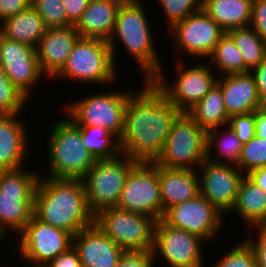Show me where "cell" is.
<instances>
[{"label": "cell", "mask_w": 266, "mask_h": 267, "mask_svg": "<svg viewBox=\"0 0 266 267\" xmlns=\"http://www.w3.org/2000/svg\"><path fill=\"white\" fill-rule=\"evenodd\" d=\"M0 25V34L34 48L47 30L43 19L32 6L14 16L7 17Z\"/></svg>", "instance_id": "cell-25"}, {"label": "cell", "mask_w": 266, "mask_h": 267, "mask_svg": "<svg viewBox=\"0 0 266 267\" xmlns=\"http://www.w3.org/2000/svg\"><path fill=\"white\" fill-rule=\"evenodd\" d=\"M108 42L98 38H79L74 44L67 63L54 78H66L90 84L114 83L117 77Z\"/></svg>", "instance_id": "cell-6"}, {"label": "cell", "mask_w": 266, "mask_h": 267, "mask_svg": "<svg viewBox=\"0 0 266 267\" xmlns=\"http://www.w3.org/2000/svg\"><path fill=\"white\" fill-rule=\"evenodd\" d=\"M47 141V177L81 180L97 161L84 146L81 129L68 117L56 121Z\"/></svg>", "instance_id": "cell-4"}, {"label": "cell", "mask_w": 266, "mask_h": 267, "mask_svg": "<svg viewBox=\"0 0 266 267\" xmlns=\"http://www.w3.org/2000/svg\"><path fill=\"white\" fill-rule=\"evenodd\" d=\"M39 178L33 214L41 221L72 236L94 224L80 179Z\"/></svg>", "instance_id": "cell-2"}, {"label": "cell", "mask_w": 266, "mask_h": 267, "mask_svg": "<svg viewBox=\"0 0 266 267\" xmlns=\"http://www.w3.org/2000/svg\"><path fill=\"white\" fill-rule=\"evenodd\" d=\"M222 215L224 214L199 194L193 200L169 208L164 213L163 220L171 227L186 230L207 241L215 239L221 232Z\"/></svg>", "instance_id": "cell-16"}, {"label": "cell", "mask_w": 266, "mask_h": 267, "mask_svg": "<svg viewBox=\"0 0 266 267\" xmlns=\"http://www.w3.org/2000/svg\"><path fill=\"white\" fill-rule=\"evenodd\" d=\"M44 267H82L80 257L74 247L58 255Z\"/></svg>", "instance_id": "cell-45"}, {"label": "cell", "mask_w": 266, "mask_h": 267, "mask_svg": "<svg viewBox=\"0 0 266 267\" xmlns=\"http://www.w3.org/2000/svg\"><path fill=\"white\" fill-rule=\"evenodd\" d=\"M20 114H0V171L23 167L26 163L28 132Z\"/></svg>", "instance_id": "cell-21"}, {"label": "cell", "mask_w": 266, "mask_h": 267, "mask_svg": "<svg viewBox=\"0 0 266 267\" xmlns=\"http://www.w3.org/2000/svg\"><path fill=\"white\" fill-rule=\"evenodd\" d=\"M132 92L116 91L91 94L65 107L67 117L76 126H98L119 139L124 128V114Z\"/></svg>", "instance_id": "cell-10"}, {"label": "cell", "mask_w": 266, "mask_h": 267, "mask_svg": "<svg viewBox=\"0 0 266 267\" xmlns=\"http://www.w3.org/2000/svg\"><path fill=\"white\" fill-rule=\"evenodd\" d=\"M72 246L82 267H116L125 251L95 224L75 234Z\"/></svg>", "instance_id": "cell-19"}, {"label": "cell", "mask_w": 266, "mask_h": 267, "mask_svg": "<svg viewBox=\"0 0 266 267\" xmlns=\"http://www.w3.org/2000/svg\"><path fill=\"white\" fill-rule=\"evenodd\" d=\"M19 238L22 259L35 267H44L72 247L73 236L39 220L33 214Z\"/></svg>", "instance_id": "cell-13"}, {"label": "cell", "mask_w": 266, "mask_h": 267, "mask_svg": "<svg viewBox=\"0 0 266 267\" xmlns=\"http://www.w3.org/2000/svg\"><path fill=\"white\" fill-rule=\"evenodd\" d=\"M187 113L206 132L228 125L229 116L224 104L221 87L216 83Z\"/></svg>", "instance_id": "cell-28"}, {"label": "cell", "mask_w": 266, "mask_h": 267, "mask_svg": "<svg viewBox=\"0 0 266 267\" xmlns=\"http://www.w3.org/2000/svg\"><path fill=\"white\" fill-rule=\"evenodd\" d=\"M212 267H258V265L251 247L243 240Z\"/></svg>", "instance_id": "cell-37"}, {"label": "cell", "mask_w": 266, "mask_h": 267, "mask_svg": "<svg viewBox=\"0 0 266 267\" xmlns=\"http://www.w3.org/2000/svg\"><path fill=\"white\" fill-rule=\"evenodd\" d=\"M79 38L74 25L64 28H47L36 46L39 67L46 77L54 79L63 69Z\"/></svg>", "instance_id": "cell-20"}, {"label": "cell", "mask_w": 266, "mask_h": 267, "mask_svg": "<svg viewBox=\"0 0 266 267\" xmlns=\"http://www.w3.org/2000/svg\"><path fill=\"white\" fill-rule=\"evenodd\" d=\"M158 3L166 15L169 28L202 9V0H159Z\"/></svg>", "instance_id": "cell-36"}, {"label": "cell", "mask_w": 266, "mask_h": 267, "mask_svg": "<svg viewBox=\"0 0 266 267\" xmlns=\"http://www.w3.org/2000/svg\"><path fill=\"white\" fill-rule=\"evenodd\" d=\"M66 10L67 27L75 25L91 0H61Z\"/></svg>", "instance_id": "cell-42"}, {"label": "cell", "mask_w": 266, "mask_h": 267, "mask_svg": "<svg viewBox=\"0 0 266 267\" xmlns=\"http://www.w3.org/2000/svg\"><path fill=\"white\" fill-rule=\"evenodd\" d=\"M228 116L247 114L262 107L257 86L250 72L218 77Z\"/></svg>", "instance_id": "cell-22"}, {"label": "cell", "mask_w": 266, "mask_h": 267, "mask_svg": "<svg viewBox=\"0 0 266 267\" xmlns=\"http://www.w3.org/2000/svg\"><path fill=\"white\" fill-rule=\"evenodd\" d=\"M178 62L175 83H166L163 68L152 82L180 112H187L212 89L218 77L207 63L185 68L181 60Z\"/></svg>", "instance_id": "cell-11"}, {"label": "cell", "mask_w": 266, "mask_h": 267, "mask_svg": "<svg viewBox=\"0 0 266 267\" xmlns=\"http://www.w3.org/2000/svg\"><path fill=\"white\" fill-rule=\"evenodd\" d=\"M203 241L198 235L171 227L160 219L154 232V259L161 255L168 267H203Z\"/></svg>", "instance_id": "cell-14"}, {"label": "cell", "mask_w": 266, "mask_h": 267, "mask_svg": "<svg viewBox=\"0 0 266 267\" xmlns=\"http://www.w3.org/2000/svg\"><path fill=\"white\" fill-rule=\"evenodd\" d=\"M235 42L245 62V73L257 67L266 58V43L250 26L226 32Z\"/></svg>", "instance_id": "cell-31"}, {"label": "cell", "mask_w": 266, "mask_h": 267, "mask_svg": "<svg viewBox=\"0 0 266 267\" xmlns=\"http://www.w3.org/2000/svg\"><path fill=\"white\" fill-rule=\"evenodd\" d=\"M255 135L266 139V108L260 107L254 111Z\"/></svg>", "instance_id": "cell-46"}, {"label": "cell", "mask_w": 266, "mask_h": 267, "mask_svg": "<svg viewBox=\"0 0 266 267\" xmlns=\"http://www.w3.org/2000/svg\"><path fill=\"white\" fill-rule=\"evenodd\" d=\"M245 175L266 192V166L255 169Z\"/></svg>", "instance_id": "cell-47"}, {"label": "cell", "mask_w": 266, "mask_h": 267, "mask_svg": "<svg viewBox=\"0 0 266 267\" xmlns=\"http://www.w3.org/2000/svg\"><path fill=\"white\" fill-rule=\"evenodd\" d=\"M117 208L163 219L159 166L139 162L129 173Z\"/></svg>", "instance_id": "cell-12"}, {"label": "cell", "mask_w": 266, "mask_h": 267, "mask_svg": "<svg viewBox=\"0 0 266 267\" xmlns=\"http://www.w3.org/2000/svg\"><path fill=\"white\" fill-rule=\"evenodd\" d=\"M30 6L31 0H0V22L27 10Z\"/></svg>", "instance_id": "cell-43"}, {"label": "cell", "mask_w": 266, "mask_h": 267, "mask_svg": "<svg viewBox=\"0 0 266 267\" xmlns=\"http://www.w3.org/2000/svg\"><path fill=\"white\" fill-rule=\"evenodd\" d=\"M78 127L84 146L96 160H109L122 155L120 139L115 134L98 126Z\"/></svg>", "instance_id": "cell-30"}, {"label": "cell", "mask_w": 266, "mask_h": 267, "mask_svg": "<svg viewBox=\"0 0 266 267\" xmlns=\"http://www.w3.org/2000/svg\"><path fill=\"white\" fill-rule=\"evenodd\" d=\"M250 73L254 77L261 106L266 108V58Z\"/></svg>", "instance_id": "cell-44"}, {"label": "cell", "mask_w": 266, "mask_h": 267, "mask_svg": "<svg viewBox=\"0 0 266 267\" xmlns=\"http://www.w3.org/2000/svg\"><path fill=\"white\" fill-rule=\"evenodd\" d=\"M169 31L182 54L207 60L226 33L203 9L176 23Z\"/></svg>", "instance_id": "cell-15"}, {"label": "cell", "mask_w": 266, "mask_h": 267, "mask_svg": "<svg viewBox=\"0 0 266 267\" xmlns=\"http://www.w3.org/2000/svg\"><path fill=\"white\" fill-rule=\"evenodd\" d=\"M47 28L67 27V15L61 0H31Z\"/></svg>", "instance_id": "cell-35"}, {"label": "cell", "mask_w": 266, "mask_h": 267, "mask_svg": "<svg viewBox=\"0 0 266 267\" xmlns=\"http://www.w3.org/2000/svg\"><path fill=\"white\" fill-rule=\"evenodd\" d=\"M138 163L125 155L97 160L82 177L87 205L94 215L104 208L116 207L127 177Z\"/></svg>", "instance_id": "cell-8"}, {"label": "cell", "mask_w": 266, "mask_h": 267, "mask_svg": "<svg viewBox=\"0 0 266 267\" xmlns=\"http://www.w3.org/2000/svg\"><path fill=\"white\" fill-rule=\"evenodd\" d=\"M256 238L250 236L244 239L251 247L258 267H266V227H258ZM256 239V240H254Z\"/></svg>", "instance_id": "cell-41"}, {"label": "cell", "mask_w": 266, "mask_h": 267, "mask_svg": "<svg viewBox=\"0 0 266 267\" xmlns=\"http://www.w3.org/2000/svg\"><path fill=\"white\" fill-rule=\"evenodd\" d=\"M159 166L162 216L171 207L195 199L200 194L199 172Z\"/></svg>", "instance_id": "cell-23"}, {"label": "cell", "mask_w": 266, "mask_h": 267, "mask_svg": "<svg viewBox=\"0 0 266 267\" xmlns=\"http://www.w3.org/2000/svg\"><path fill=\"white\" fill-rule=\"evenodd\" d=\"M152 250H125L116 267H153Z\"/></svg>", "instance_id": "cell-39"}, {"label": "cell", "mask_w": 266, "mask_h": 267, "mask_svg": "<svg viewBox=\"0 0 266 267\" xmlns=\"http://www.w3.org/2000/svg\"><path fill=\"white\" fill-rule=\"evenodd\" d=\"M27 99L10 81L0 65V114H18Z\"/></svg>", "instance_id": "cell-33"}, {"label": "cell", "mask_w": 266, "mask_h": 267, "mask_svg": "<svg viewBox=\"0 0 266 267\" xmlns=\"http://www.w3.org/2000/svg\"><path fill=\"white\" fill-rule=\"evenodd\" d=\"M0 65L11 83L28 99L34 85L44 76L36 48L0 34ZM37 83V84H36Z\"/></svg>", "instance_id": "cell-17"}, {"label": "cell", "mask_w": 266, "mask_h": 267, "mask_svg": "<svg viewBox=\"0 0 266 267\" xmlns=\"http://www.w3.org/2000/svg\"><path fill=\"white\" fill-rule=\"evenodd\" d=\"M228 125L243 144L255 136L254 112L230 116Z\"/></svg>", "instance_id": "cell-38"}, {"label": "cell", "mask_w": 266, "mask_h": 267, "mask_svg": "<svg viewBox=\"0 0 266 267\" xmlns=\"http://www.w3.org/2000/svg\"><path fill=\"white\" fill-rule=\"evenodd\" d=\"M133 93L124 114L122 155L152 163L161 155L171 125L181 112L152 81H144L143 88Z\"/></svg>", "instance_id": "cell-1"}, {"label": "cell", "mask_w": 266, "mask_h": 267, "mask_svg": "<svg viewBox=\"0 0 266 267\" xmlns=\"http://www.w3.org/2000/svg\"><path fill=\"white\" fill-rule=\"evenodd\" d=\"M250 27L266 43V0H253Z\"/></svg>", "instance_id": "cell-40"}, {"label": "cell", "mask_w": 266, "mask_h": 267, "mask_svg": "<svg viewBox=\"0 0 266 267\" xmlns=\"http://www.w3.org/2000/svg\"><path fill=\"white\" fill-rule=\"evenodd\" d=\"M140 0H124L117 12L114 30L108 39L114 64L116 56V39L120 40L132 58L139 64L140 71H144V80L152 81L159 73L162 61L153 43L146 9ZM145 9V10H144Z\"/></svg>", "instance_id": "cell-3"}, {"label": "cell", "mask_w": 266, "mask_h": 267, "mask_svg": "<svg viewBox=\"0 0 266 267\" xmlns=\"http://www.w3.org/2000/svg\"><path fill=\"white\" fill-rule=\"evenodd\" d=\"M232 211L253 228L266 227V192L245 175Z\"/></svg>", "instance_id": "cell-27"}, {"label": "cell", "mask_w": 266, "mask_h": 267, "mask_svg": "<svg viewBox=\"0 0 266 267\" xmlns=\"http://www.w3.org/2000/svg\"><path fill=\"white\" fill-rule=\"evenodd\" d=\"M210 58V66L215 65L224 75L245 73V62L234 40L225 33L215 45Z\"/></svg>", "instance_id": "cell-32"}, {"label": "cell", "mask_w": 266, "mask_h": 267, "mask_svg": "<svg viewBox=\"0 0 266 267\" xmlns=\"http://www.w3.org/2000/svg\"><path fill=\"white\" fill-rule=\"evenodd\" d=\"M124 0H91L86 10L74 25L80 38H98L108 41L116 15Z\"/></svg>", "instance_id": "cell-24"}, {"label": "cell", "mask_w": 266, "mask_h": 267, "mask_svg": "<svg viewBox=\"0 0 266 267\" xmlns=\"http://www.w3.org/2000/svg\"><path fill=\"white\" fill-rule=\"evenodd\" d=\"M198 167L201 170L200 195L224 215L231 213L245 173L237 166L214 163L209 160H205Z\"/></svg>", "instance_id": "cell-18"}, {"label": "cell", "mask_w": 266, "mask_h": 267, "mask_svg": "<svg viewBox=\"0 0 266 267\" xmlns=\"http://www.w3.org/2000/svg\"><path fill=\"white\" fill-rule=\"evenodd\" d=\"M22 168L0 171L1 240L7 235L8 229L19 235L33 216L34 196L40 175Z\"/></svg>", "instance_id": "cell-5"}, {"label": "cell", "mask_w": 266, "mask_h": 267, "mask_svg": "<svg viewBox=\"0 0 266 267\" xmlns=\"http://www.w3.org/2000/svg\"><path fill=\"white\" fill-rule=\"evenodd\" d=\"M156 222L152 216L117 207L94 215V224L124 250H153Z\"/></svg>", "instance_id": "cell-9"}, {"label": "cell", "mask_w": 266, "mask_h": 267, "mask_svg": "<svg viewBox=\"0 0 266 267\" xmlns=\"http://www.w3.org/2000/svg\"><path fill=\"white\" fill-rule=\"evenodd\" d=\"M206 142L207 132L187 112H181L173 121L155 163L166 168L193 170L194 165L200 166L206 160Z\"/></svg>", "instance_id": "cell-7"}, {"label": "cell", "mask_w": 266, "mask_h": 267, "mask_svg": "<svg viewBox=\"0 0 266 267\" xmlns=\"http://www.w3.org/2000/svg\"><path fill=\"white\" fill-rule=\"evenodd\" d=\"M226 127L228 128V130H225L226 132L224 133V130L222 129L221 131L219 127L207 131L206 160L219 164L238 166L242 153L243 143L236 136L229 125H227ZM213 147L218 150V154H215V156L212 155Z\"/></svg>", "instance_id": "cell-29"}, {"label": "cell", "mask_w": 266, "mask_h": 267, "mask_svg": "<svg viewBox=\"0 0 266 267\" xmlns=\"http://www.w3.org/2000/svg\"><path fill=\"white\" fill-rule=\"evenodd\" d=\"M266 166V139L256 135L243 144L238 168L246 174Z\"/></svg>", "instance_id": "cell-34"}, {"label": "cell", "mask_w": 266, "mask_h": 267, "mask_svg": "<svg viewBox=\"0 0 266 267\" xmlns=\"http://www.w3.org/2000/svg\"><path fill=\"white\" fill-rule=\"evenodd\" d=\"M253 0H203L202 9L225 31L248 27Z\"/></svg>", "instance_id": "cell-26"}]
</instances>
